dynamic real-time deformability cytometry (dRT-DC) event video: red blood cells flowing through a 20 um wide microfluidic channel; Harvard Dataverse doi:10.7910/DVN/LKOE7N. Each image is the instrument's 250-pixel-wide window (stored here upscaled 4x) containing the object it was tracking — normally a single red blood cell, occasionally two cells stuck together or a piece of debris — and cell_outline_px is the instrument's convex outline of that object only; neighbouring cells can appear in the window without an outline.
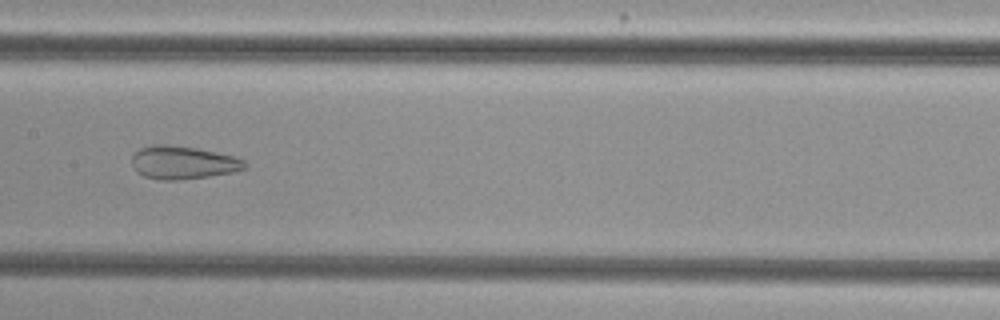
{"species": "common noctule bat (a hibernating species)", "species_latin": "Nyctalus noctula", "temperature_condition": "cold", "stored_images_in_passage": 43, "camera_frame_rate_fps": 3000, "um_per_image_px": 0.085, "animal": {"sex": "female", "body_mass_g": 29.2, "forearm_length_mm": 56.3}, "frame": {"image": 1, "passage_image": 23, "time_ms": 7.333, "image_size_px": [1000, 320], "cell_outline_px": [[248, 164], [244, 168], [232, 172], [208, 176], [180, 180], [160, 180], [144, 176], [136, 172], [132, 168], [132, 156], [140, 148], [156, 144], [168, 144], [196, 148], [236, 156], [244, 160]], "centroid_in_image_um": [15.53, 13.81], "position_along_channel_um": 191.9, "area_um2": 21.85}}
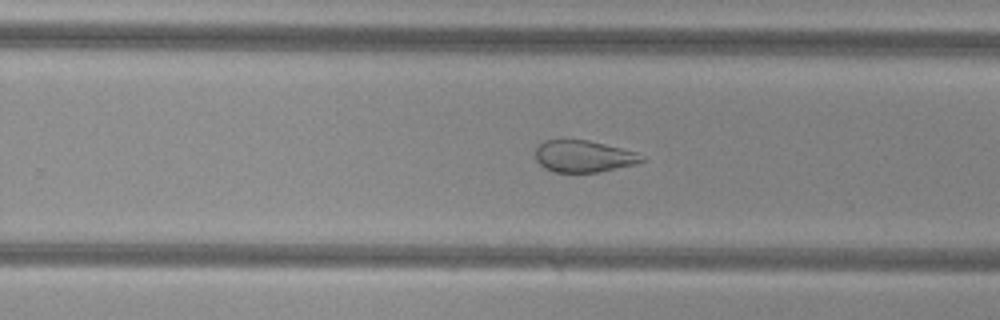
{"frame": {"image": 2, "passage_image": 30, "time_ms": 9.667, "image_size_px": [1000, 320], "cell_outline_px": [[644, 160], [636, 164], [600, 172], [556, 172], [544, 168], [536, 160], [536, 148], [544, 140], [588, 140], [636, 152], [644, 156]], "centroid_in_image_um": [49.61, 13.29], "position_along_channel_um": 280.2, "area_um2": 19.59}}
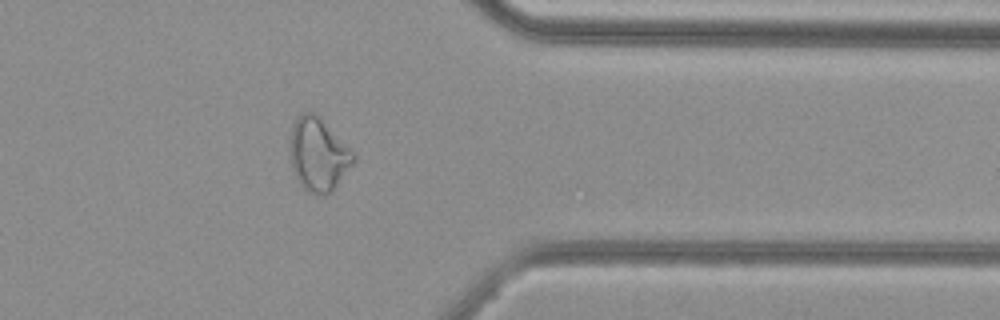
{"frame": {"image": 3, "passage_image": 39, "time_ms": 12.667, "image_size_px": [1000, 320], "cell_outline_px": [[356, 160], [336, 188], [332, 192], [324, 196], [320, 196], [308, 192], [300, 188], [292, 172], [288, 152], [292, 124], [300, 112], [316, 112], [320, 116], [356, 156]], "centroid_in_image_um": [27.01, 13.17], "position_along_channel_um": 384.4, "area_um2": 27.98}}